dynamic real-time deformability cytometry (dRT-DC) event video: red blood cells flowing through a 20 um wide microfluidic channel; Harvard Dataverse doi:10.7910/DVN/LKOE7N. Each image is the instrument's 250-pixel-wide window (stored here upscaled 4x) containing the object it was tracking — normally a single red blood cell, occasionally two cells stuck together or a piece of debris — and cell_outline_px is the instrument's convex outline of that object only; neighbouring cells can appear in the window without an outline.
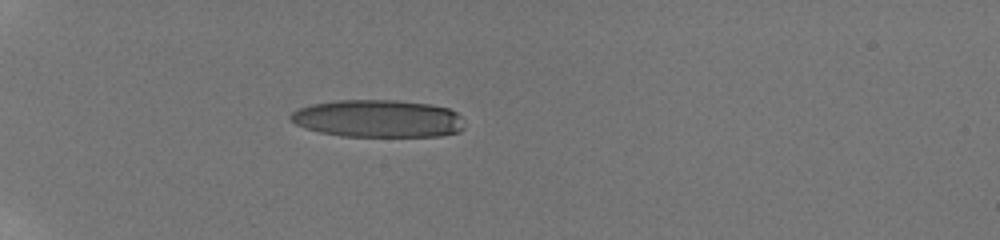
{"species": "human", "species_latin": "Homo sapiens", "temperature_condition": "room temperature", "stored_images_in_passage": 7, "camera_frame_rate_fps": 3000, "um_per_image_px": 0.085, "donor": {"sex": "male"}, "frame": {"image": 1, "passage_image": 1, "time_ms": 0.0, "image_size_px": [1000, 240], "cell_outline_px": [[464, 128], [460, 132], [440, 136], [340, 136], [320, 132], [304, 128], [288, 120], [288, 116], [296, 108], [312, 104], [336, 100], [396, 100], [432, 104], [448, 108], [456, 112], [460, 116]], "centroid_in_image_um": [32.1, 10.08], "position_along_channel_um": 52.9, "area_um2": 38.38}}
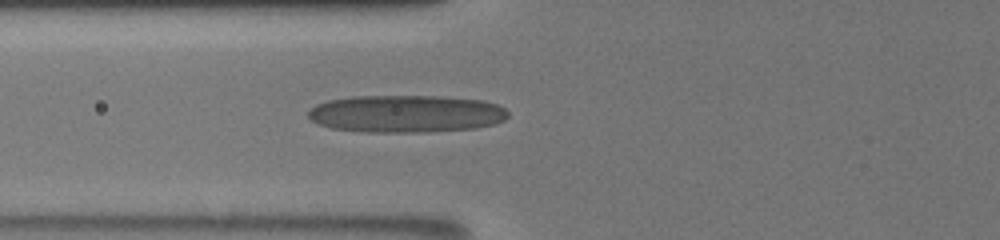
{"frame": {"image": 2, "passage_image": 7, "time_ms": 2.0, "image_size_px": [1000, 240], "cell_outline_px": [[508, 116], [504, 120], [492, 124], [476, 128], [428, 132], [364, 132], [332, 128], [316, 124], [308, 116], [308, 112], [316, 104], [328, 100], [352, 96], [440, 96], [484, 100], [496, 104], [504, 108], [508, 112]], "centroid_in_image_um": [34.51, 9.67], "position_along_channel_um": 91.3, "area_um2": 43.81}}